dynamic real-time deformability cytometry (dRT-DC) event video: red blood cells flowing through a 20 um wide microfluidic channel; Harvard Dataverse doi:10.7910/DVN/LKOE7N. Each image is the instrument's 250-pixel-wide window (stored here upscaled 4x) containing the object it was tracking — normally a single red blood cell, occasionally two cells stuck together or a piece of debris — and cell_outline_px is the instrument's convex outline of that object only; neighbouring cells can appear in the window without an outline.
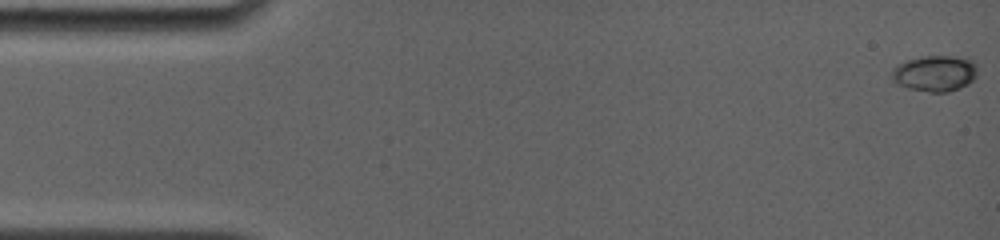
{"species": "common noctule bat (a hibernating species)", "species_latin": "Nyctalus noctula", "temperature_condition": "room temperature", "stored_images_in_passage": 23, "camera_frame_rate_fps": 4000, "um_per_image_px": 0.085, "animal": {"sex": "female", "body_mass_g": 19.0, "forearm_length_mm": 56.7}, "frame": {"image": 1, "passage_image": 1, "time_ms": 0.0, "image_size_px": [1000, 240], "cell_outline_px": [[976, 76], [968, 84], [960, 88], [948, 92], [928, 92], [908, 88], [896, 84], [892, 80], [892, 68], [896, 64], [908, 60], [924, 56], [952, 56], [972, 60], [976, 64]], "centroid_in_image_um": [79.44, 6.24], "position_along_channel_um": 5.6, "area_um2": 18.03}}
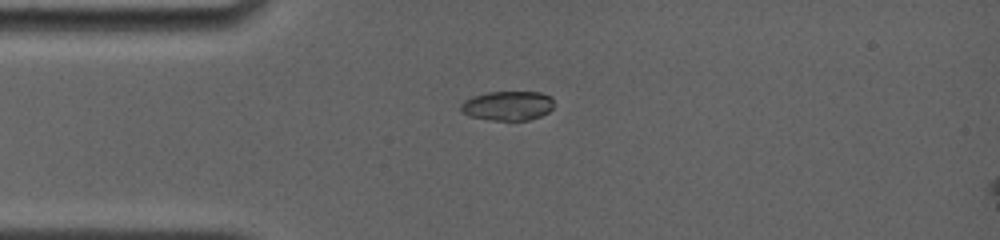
{"frame": {"image": 2, "passage_image": 19, "time_ms": 4.0, "image_size_px": [1000, 240], "cell_outline_px": [[556, 104], [548, 112], [540, 116], [528, 120], [488, 120], [472, 116], [464, 112], [460, 108], [460, 104], [464, 100], [472, 96], [488, 92], [540, 92], [552, 96]], "centroid_in_image_um": [43.2, 8.97], "position_along_channel_um": 41.8, "area_um2": 16.07}}